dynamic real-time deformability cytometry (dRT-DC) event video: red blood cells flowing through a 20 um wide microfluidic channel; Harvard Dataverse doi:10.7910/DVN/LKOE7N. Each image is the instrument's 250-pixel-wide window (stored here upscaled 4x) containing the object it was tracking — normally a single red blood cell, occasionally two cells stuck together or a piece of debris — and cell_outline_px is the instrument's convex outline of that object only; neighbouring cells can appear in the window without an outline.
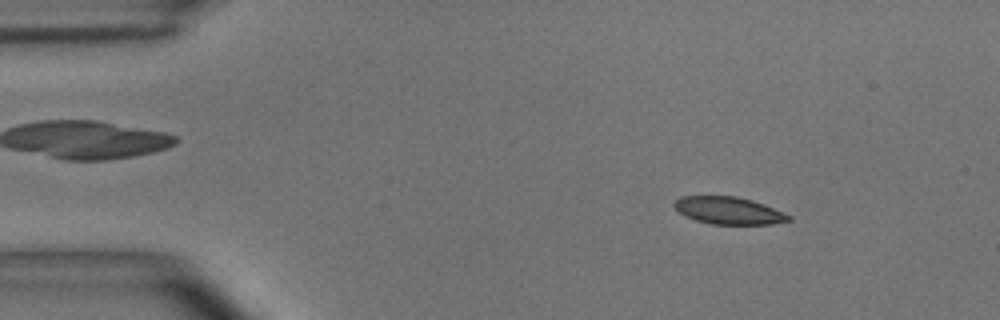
{"species": "common noctule bat (a hibernating species)", "species_latin": "Nyctalus noctula", "temperature_condition": "room temperature", "stored_images_in_passage": 46, "camera_frame_rate_fps": 3000, "um_per_image_px": 0.085, "animal": {"sex": "male", "body_mass_g": 15.6}, "frame": {"image": 1, "passage_image": 6, "time_ms": 1.667, "image_size_px": [1000, 320], "cell_outline_px": [[792, 220], [772, 224], [712, 224], [696, 220], [684, 216], [672, 204], [680, 196], [736, 196], [752, 200], [764, 204], [792, 216]], "centroid_in_image_um": [61.94, 17.89], "position_along_channel_um": 23.1, "area_um2": 18.21}}
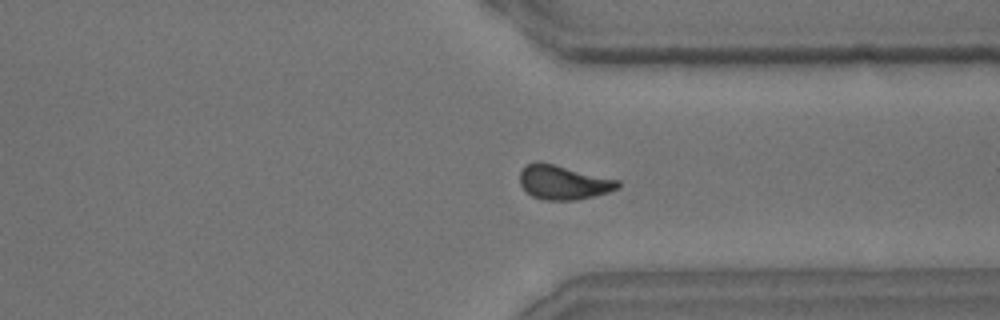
{"frame": {"image": 2, "passage_image": 40, "time_ms": 13.0, "image_size_px": [1000, 320], "cell_outline_px": [[620, 188], [608, 192], [576, 200], [544, 200], [532, 196], [520, 184], [520, 172], [524, 164], [536, 160], [540, 160], [620, 180]], "centroid_in_image_um": [47.87, 15.47], "position_along_channel_um": 363.5, "area_um2": 19.88}}
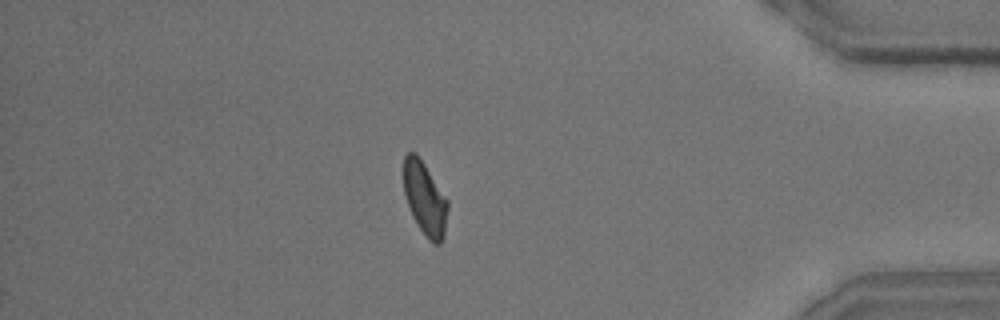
{"frame": {"image": 3, "passage_image": 46, "time_ms": 15.0, "image_size_px": [1000, 320], "cell_outline_px": [[448, 208], [444, 236], [440, 244], [432, 244], [428, 240], [412, 216], [404, 192], [404, 156], [408, 152], [416, 152], [448, 200]], "centroid_in_image_um": [36.12, 16.89], "position_along_channel_um": 399.1, "area_um2": 18.67}, "authors_computed_cell_mechanics": {"area_um2": 19.4497, "velocity_mm_per_s": 3.6271, "shape_relaxation_time_tau1_ms": 3.7915, "shape_relaxation_time_tau2_ms": 2.809, "deformation_change_tau1": 0.1422, "deformation_change_tau2": 0.0846}}